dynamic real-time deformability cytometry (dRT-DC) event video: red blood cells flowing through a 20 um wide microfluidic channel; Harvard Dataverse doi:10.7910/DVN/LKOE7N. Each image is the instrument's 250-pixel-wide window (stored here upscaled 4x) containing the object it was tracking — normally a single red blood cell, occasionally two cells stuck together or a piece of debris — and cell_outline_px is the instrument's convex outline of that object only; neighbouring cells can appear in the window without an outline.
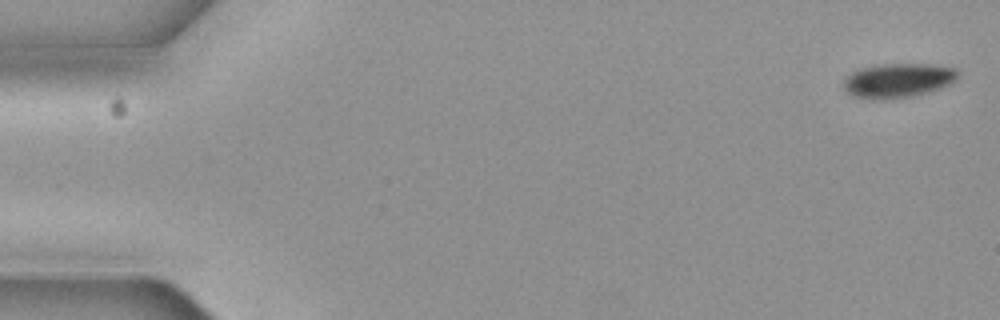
{"species": "common noctule bat (a hibernating species)", "species_latin": "Nyctalus noctula", "temperature_condition": "cold", "stored_images_in_passage": 8, "camera_frame_rate_fps": 3000, "um_per_image_px": 0.085, "animal": {"sex": "female", "body_mass_g": 19.3, "forearm_length_mm": 54.1}, "frame": {"image": 1, "passage_image": 1, "time_ms": 0.0, "image_size_px": [1000, 320], "cell_outline_px": [[960, 76], [956, 80], [940, 88], [912, 96], [852, 96], [844, 88], [844, 76], [860, 68], [876, 64], [928, 64], [956, 68], [960, 72]], "centroid_in_image_um": [76.38, 6.77], "position_along_channel_um": 8.6, "area_um2": 22.14}}
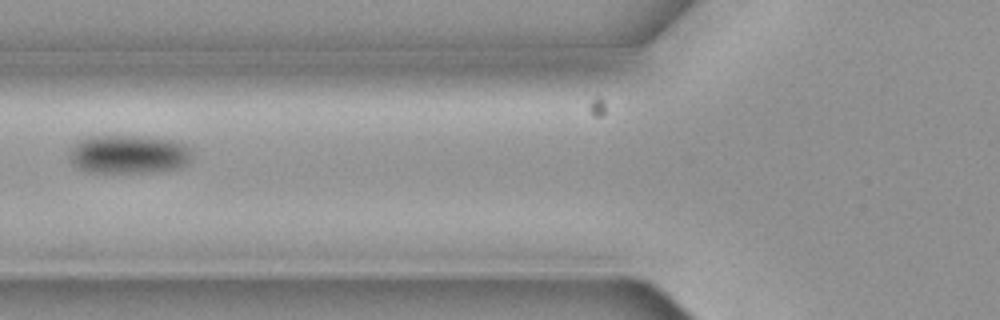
{"frame": {"image": 2, "passage_image": 7, "time_ms": 2.0, "image_size_px": [1000, 320], "cell_outline_px": [[192, 160], [188, 164], [180, 168], [152, 172], [84, 172], [76, 168], [72, 164], [68, 156], [68, 152], [80, 140], [88, 136], [148, 136], [176, 140], [192, 148]], "centroid_in_image_um": [10.97, 13.11], "position_along_channel_um": 114.8, "area_um2": 28.26}}
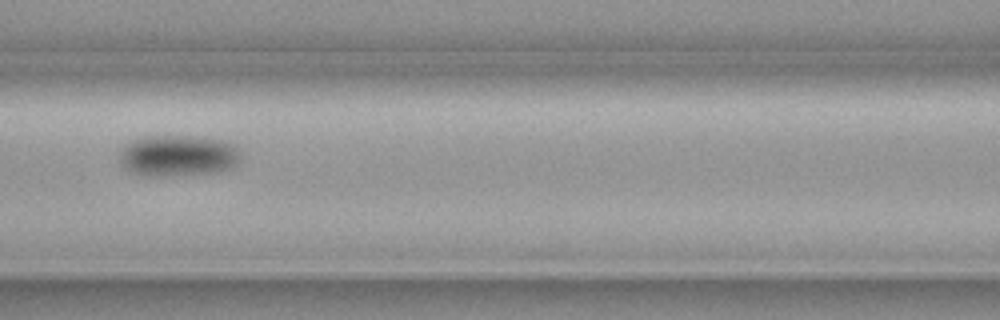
{"frame": {"image": 3, "passage_image": 8, "time_ms": 2.333, "image_size_px": [1000, 320], "cell_outline_px": [[240, 160], [236, 164], [228, 168], [216, 172], [156, 176], [152, 176], [132, 172], [124, 168], [120, 164], [120, 152], [124, 144], [144, 136], [204, 136], [220, 140], [232, 144], [236, 148], [240, 156]], "centroid_in_image_um": [15.1, 13.21], "position_along_channel_um": 151.5, "area_um2": 28.96}}